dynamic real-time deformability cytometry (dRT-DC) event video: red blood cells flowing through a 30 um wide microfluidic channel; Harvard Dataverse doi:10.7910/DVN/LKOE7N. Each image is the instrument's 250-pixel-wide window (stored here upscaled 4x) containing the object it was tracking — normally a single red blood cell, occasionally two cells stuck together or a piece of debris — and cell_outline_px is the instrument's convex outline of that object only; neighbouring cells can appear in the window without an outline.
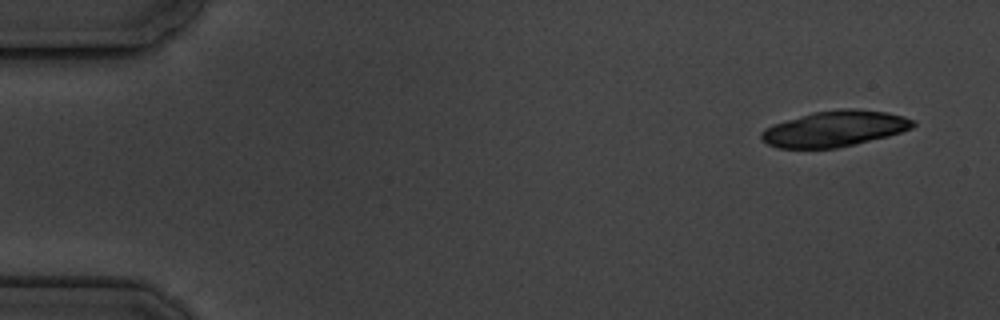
{"species": "common noctule bat (a hibernating species)", "species_latin": "Nyctalus noctula", "temperature_condition": "cold", "stored_images_in_passage": 5, "camera_frame_rate_fps": 3000, "um_per_image_px": 0.085, "animal": {"sex": "male", "body_mass_g": 19.5, "forearm_length_mm": 54.6}, "frame": {"image": 1, "passage_image": 1, "time_ms": 0.0, "image_size_px": [1000, 320], "cell_outline_px": [[916, 124], [912, 128], [888, 136], [856, 144], [836, 148], [780, 148], [768, 144], [760, 136], [760, 132], [764, 128], [772, 124], [812, 112], [840, 108], [856, 108], [888, 112], [904, 116], [916, 120]], "centroid_in_image_um": [70.97, 10.92], "position_along_channel_um": 14.0, "area_um2": 31.91}}